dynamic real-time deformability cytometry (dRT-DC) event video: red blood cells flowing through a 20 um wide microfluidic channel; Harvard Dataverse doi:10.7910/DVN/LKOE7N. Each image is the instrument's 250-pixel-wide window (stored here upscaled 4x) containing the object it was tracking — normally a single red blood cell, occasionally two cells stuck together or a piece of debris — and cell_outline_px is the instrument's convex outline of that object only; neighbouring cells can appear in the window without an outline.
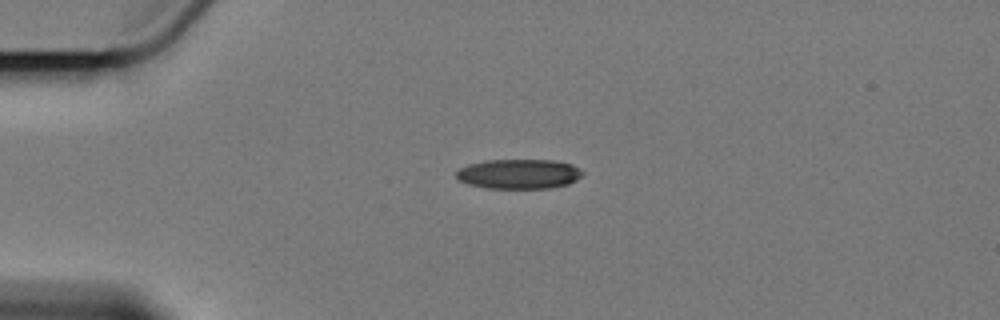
{"species": "Egyptian fruit bat (a non-hibernating species)", "species_latin": "Rousettus aegyptiacus", "temperature_condition": "cold", "stored_images_in_passage": 7, "camera_frame_rate_fps": 3000, "um_per_image_px": 0.085, "animal": {"sex": "female"}, "frame": {"image": 1, "passage_image": 4, "time_ms": 3.333, "image_size_px": [1000, 320], "cell_outline_px": [[584, 172], [576, 180], [568, 184], [548, 188], [488, 188], [468, 184], [460, 180], [456, 176], [456, 172], [460, 168], [468, 164], [488, 160], [556, 160], [572, 164], [580, 168]], "centroid_in_image_um": [44.13, 14.78], "position_along_channel_um": 40.9, "area_um2": 21.85}}
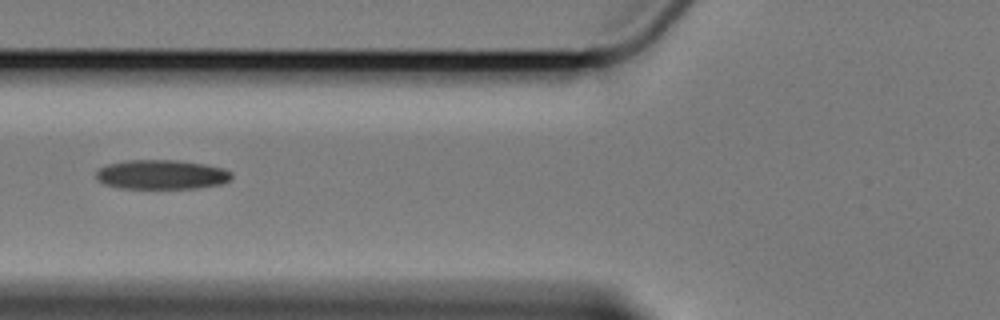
{"frame": {"image": 2, "passage_image": 6, "time_ms": 6.333, "image_size_px": [1000, 320], "cell_outline_px": [[232, 180], [220, 184], [196, 188], [120, 188], [104, 184], [96, 180], [96, 172], [100, 168], [108, 164], [128, 160], [176, 160], [204, 164], [224, 168], [232, 172]], "centroid_in_image_um": [13.74, 14.84], "position_along_channel_um": 112.1, "area_um2": 23.29}}
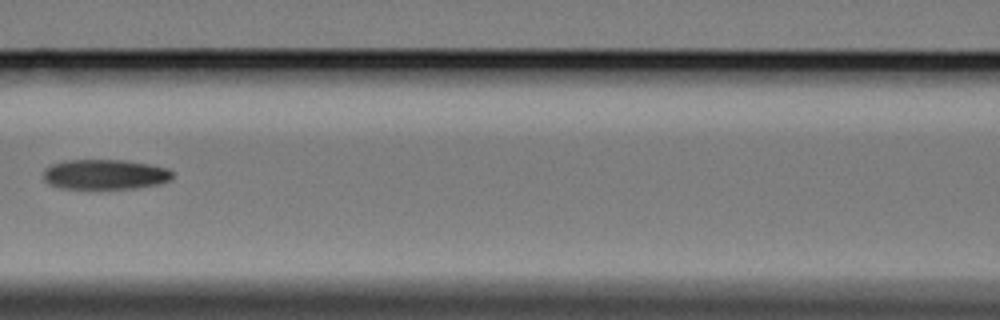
{"frame": {"image": 3, "passage_image": 7, "time_ms": 7.667, "image_size_px": [1000, 320], "cell_outline_px": [[172, 180], [160, 184], [136, 188], [60, 188], [48, 184], [44, 180], [44, 172], [52, 164], [64, 160], [124, 160], [148, 164], [168, 168], [172, 172]], "centroid_in_image_um": [8.95, 14.82], "position_along_channel_um": 157.7, "area_um2": 22.54}}